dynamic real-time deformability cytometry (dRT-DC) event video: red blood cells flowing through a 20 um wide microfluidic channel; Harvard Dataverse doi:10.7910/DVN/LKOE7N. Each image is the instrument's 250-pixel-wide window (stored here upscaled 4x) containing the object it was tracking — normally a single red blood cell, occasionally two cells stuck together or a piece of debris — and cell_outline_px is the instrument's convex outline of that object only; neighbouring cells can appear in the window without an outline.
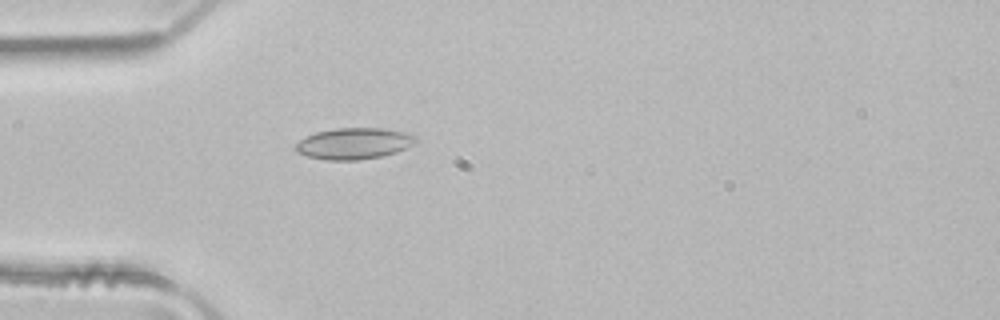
{"species": "common noctule bat (a hibernating species)", "species_latin": "Nyctalus noctula", "temperature_condition": "room temperature", "stored_images_in_passage": 1, "camera_frame_rate_fps": 3000, "um_per_image_px": 0.085, "animal": {"sex": "male", "body_mass_g": 21.5, "forearm_length_mm": 52.0}, "frame": {"image": 1, "passage_image": 1, "time_ms": 0.0, "image_size_px": [1000, 320], "cell_outline_px": [[416, 144], [396, 152], [380, 156], [356, 160], [328, 160], [308, 156], [296, 152], [296, 144], [300, 140], [316, 132], [336, 128], [384, 128], [408, 132], [416, 136]], "centroid_in_image_um": [30.13, 12.19], "position_along_channel_um": 54.9, "area_um2": 21.85}}